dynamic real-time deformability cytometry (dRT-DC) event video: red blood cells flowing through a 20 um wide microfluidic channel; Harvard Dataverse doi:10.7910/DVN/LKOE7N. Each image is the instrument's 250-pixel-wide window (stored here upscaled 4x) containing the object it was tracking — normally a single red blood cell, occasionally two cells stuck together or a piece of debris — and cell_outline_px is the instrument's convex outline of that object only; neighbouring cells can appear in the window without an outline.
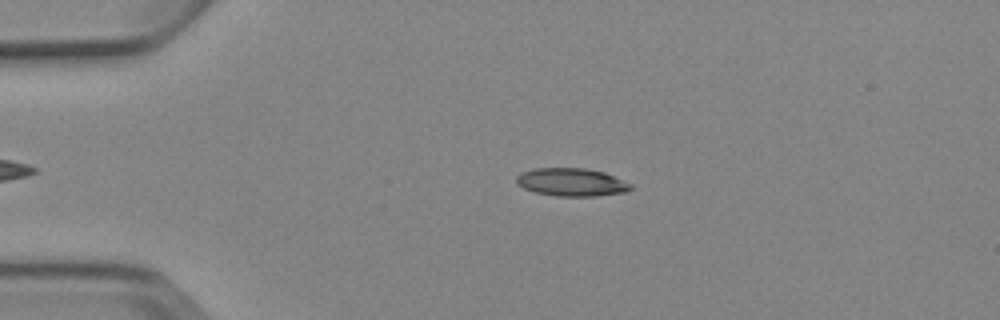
{"species": "Egyptian fruit bat (a non-hibernating species)", "species_latin": "Rousettus aegyptiacus", "temperature_condition": "cold", "stored_images_in_passage": 4, "camera_frame_rate_fps": 3000, "um_per_image_px": 0.085, "animal": {"sex": "female"}, "frame": {"image": 1, "passage_image": 2, "time_ms": 1.333, "image_size_px": [1000, 320], "cell_outline_px": [[632, 188], [624, 192], [596, 196], [556, 196], [536, 192], [524, 188], [516, 184], [516, 176], [524, 172], [536, 168], [584, 168], [604, 172], [624, 180], [632, 184]], "centroid_in_image_um": [48.59, 15.48], "position_along_channel_um": 36.4, "area_um2": 18.55}}